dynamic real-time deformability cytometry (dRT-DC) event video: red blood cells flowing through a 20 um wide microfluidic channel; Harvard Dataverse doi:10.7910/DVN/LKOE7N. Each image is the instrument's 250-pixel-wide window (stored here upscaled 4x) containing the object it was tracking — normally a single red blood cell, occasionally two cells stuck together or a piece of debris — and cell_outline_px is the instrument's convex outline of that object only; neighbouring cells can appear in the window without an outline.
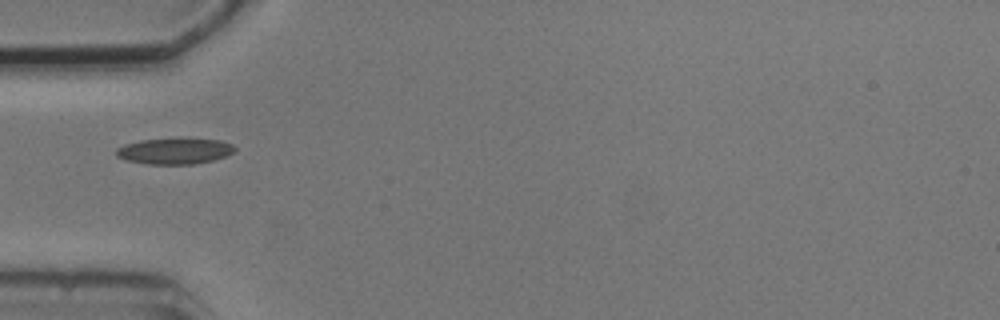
{"species": "common noctule bat (a hibernating species)", "species_latin": "Nyctalus noctula", "temperature_condition": "cold", "stored_images_in_passage": 6, "camera_frame_rate_fps": 3000, "um_per_image_px": 0.085, "animal": {"sex": "male", "body_mass_g": 20.5, "forearm_length_mm": 52.5}, "frame": {"image": 1, "passage_image": 2, "time_ms": 1.0, "image_size_px": [1000, 320], "cell_outline_px": [[236, 152], [212, 160], [192, 164], [148, 164], [124, 160], [116, 156], [116, 148], [124, 144], [140, 140], [220, 140], [232, 144], [236, 148]], "centroid_in_image_um": [14.81, 12.86], "position_along_channel_um": 70.2, "area_um2": 17.51}}
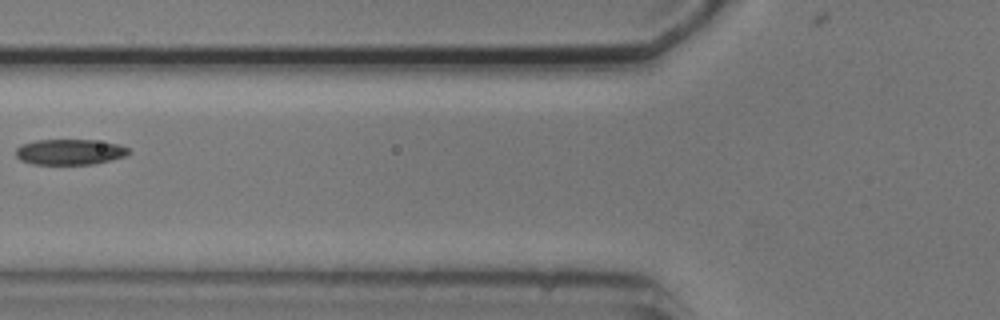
{"frame": {"image": 2, "passage_image": 3, "time_ms": 2.333, "image_size_px": [1000, 320], "cell_outline_px": [[132, 152], [124, 156], [112, 160], [92, 164], [32, 164], [20, 160], [16, 156], [16, 148], [20, 144], [36, 140], [92, 140], [120, 144], [128, 148]], "centroid_in_image_um": [5.92, 12.91], "position_along_channel_um": 119.9, "area_um2": 16.94}}
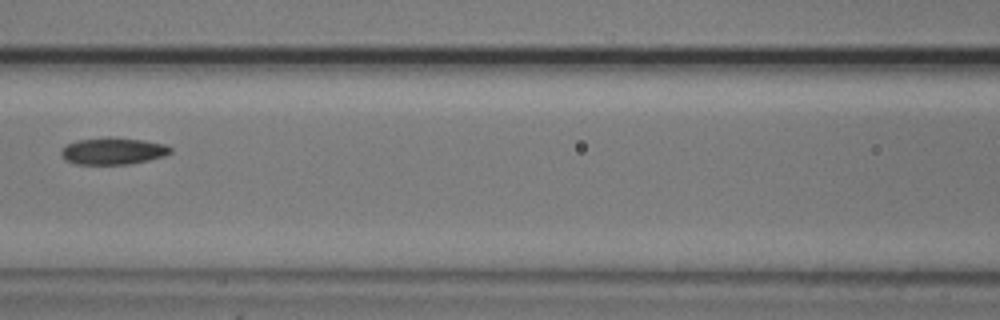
{"frame": {"image": 3, "passage_image": 4, "time_ms": 3.333, "image_size_px": [1000, 320], "cell_outline_px": [[172, 152], [164, 156], [148, 160], [128, 164], [76, 164], [64, 160], [60, 152], [68, 144], [76, 140], [108, 136], [144, 140], [164, 144], [172, 148]], "centroid_in_image_um": [9.6, 12.83], "position_along_channel_um": 157.0, "area_um2": 17.22}}